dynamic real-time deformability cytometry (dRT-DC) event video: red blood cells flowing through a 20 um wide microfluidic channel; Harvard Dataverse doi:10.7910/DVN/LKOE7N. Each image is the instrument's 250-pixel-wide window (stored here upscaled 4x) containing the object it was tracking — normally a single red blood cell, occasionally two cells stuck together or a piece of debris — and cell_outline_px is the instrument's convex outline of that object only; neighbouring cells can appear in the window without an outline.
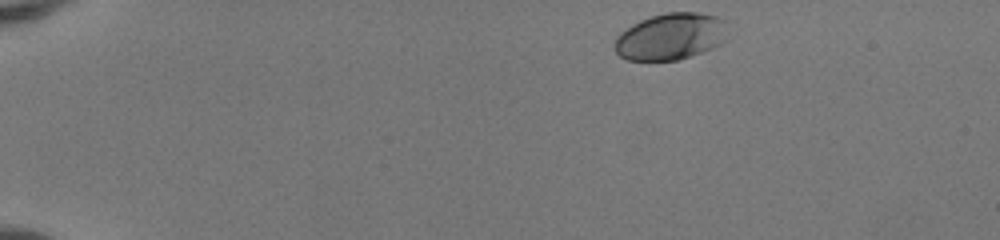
{"species": "human", "species_latin": "Homo sapiens", "temperature_condition": "room temperature", "stored_images_in_passage": 44, "camera_frame_rate_fps": 3000, "um_per_image_px": 0.085, "donor": {"sex": "female"}, "frame": {"image": 1, "passage_image": 1, "time_ms": 0.0, "image_size_px": [1000, 240], "cell_outline_px": [[728, 40], [712, 48], [676, 60], [628, 60], [620, 56], [616, 52], [616, 36], [620, 32], [632, 24], [640, 20], [652, 16], [668, 12], [696, 12], [716, 16], [724, 20]], "centroid_in_image_um": [57.02, 3.09], "position_along_channel_um": 28.0, "area_um2": 30.63}}
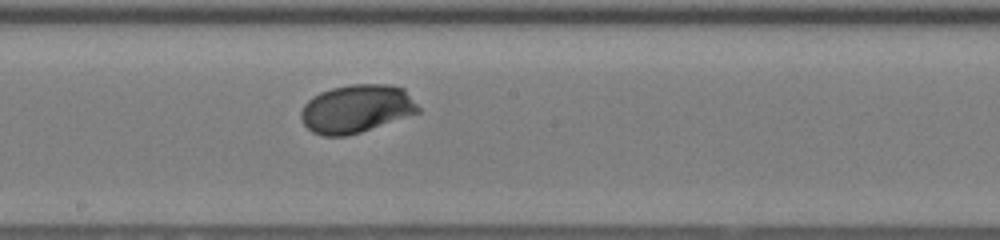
{"frame": {"image": 2, "passage_image": 23, "time_ms": 7.333, "image_size_px": [1000, 240], "cell_outline_px": [[420, 112], [360, 132], [344, 136], [324, 136], [312, 132], [304, 124], [300, 116], [300, 112], [304, 104], [312, 96], [320, 92], [332, 88], [352, 84], [388, 84], [404, 88], [420, 108]], "centroid_in_image_um": [30.28, 9.23], "position_along_channel_um": 217.9, "area_um2": 32.83}}
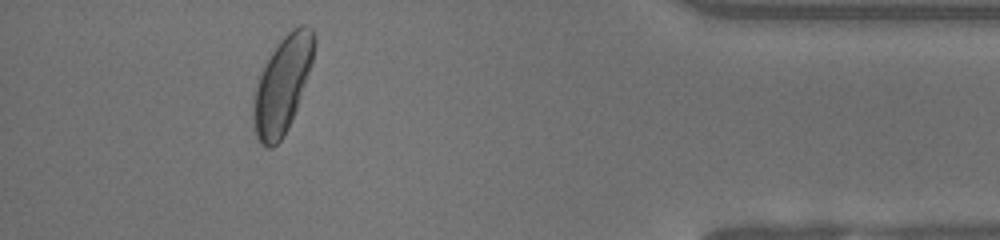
{"frame": {"image": 3, "passage_image": 40, "time_ms": 13.0, "image_size_px": [1000, 240], "cell_outline_px": [[316, 44], [312, 60], [296, 108], [288, 128], [280, 140], [272, 148], [268, 148], [260, 144], [256, 136], [252, 116], [252, 104], [256, 88], [260, 76], [272, 52], [280, 40], [292, 28], [300, 24], [304, 24], [312, 28], [316, 40]], "centroid_in_image_um": [24.0, 7.2], "position_along_channel_um": 411.2, "area_um2": 33.52}, "authors_computed_cell_mechanics": {"area_um2": 31.8478, "velocity_mm_per_s": 4.0755, "shape_relaxation_time_tau1_ms": 1.5924, "shape_relaxation_time_tau2_ms": null, "deformation_change_tau1": 0.1294, "deformation_change_tau2": null}}